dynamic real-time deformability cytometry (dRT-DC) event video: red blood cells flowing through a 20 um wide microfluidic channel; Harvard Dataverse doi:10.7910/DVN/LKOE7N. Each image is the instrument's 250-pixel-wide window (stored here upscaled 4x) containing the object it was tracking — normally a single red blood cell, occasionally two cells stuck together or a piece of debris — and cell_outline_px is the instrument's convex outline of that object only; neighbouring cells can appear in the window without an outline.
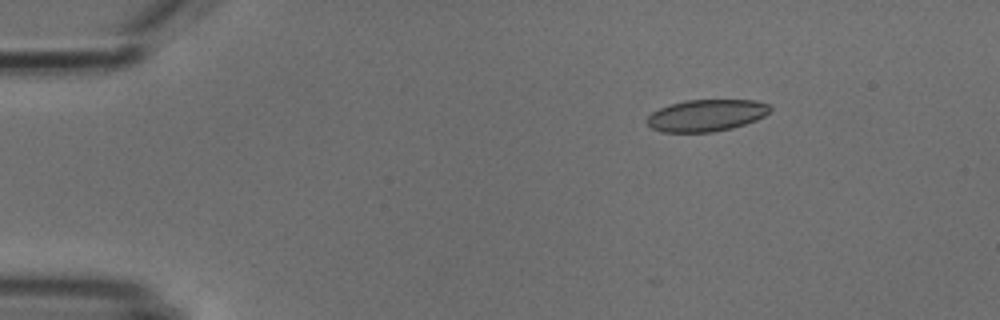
{"species": "common noctule bat (a hibernating species)", "species_latin": "Nyctalus noctula", "temperature_condition": "cold", "stored_images_in_passage": 5, "camera_frame_rate_fps": 3000, "um_per_image_px": 0.085, "animal": {"sex": "male", "body_mass_g": 18.8}, "frame": {"image": 1, "passage_image": 3, "time_ms": 2.333, "image_size_px": [1000, 320], "cell_outline_px": [[772, 108], [764, 116], [756, 120], [732, 128], [712, 132], [660, 132], [652, 128], [648, 124], [648, 116], [652, 112], [668, 104], [684, 100], [756, 100], [768, 104]], "centroid_in_image_um": [60.03, 9.8], "position_along_channel_um": 25.0, "area_um2": 22.83}}